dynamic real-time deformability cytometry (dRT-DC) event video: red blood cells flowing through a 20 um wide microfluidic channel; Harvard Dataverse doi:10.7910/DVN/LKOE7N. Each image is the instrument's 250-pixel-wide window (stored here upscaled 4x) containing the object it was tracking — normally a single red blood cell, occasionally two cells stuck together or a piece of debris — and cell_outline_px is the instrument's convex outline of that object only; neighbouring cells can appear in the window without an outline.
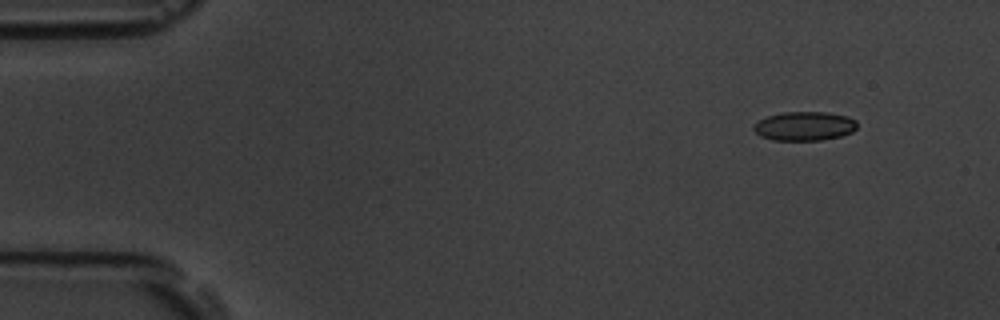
{"species": "common noctule bat (a hibernating species)", "species_latin": "Nyctalus noctula", "temperature_condition": "room temperature", "stored_images_in_passage": 6, "camera_frame_rate_fps": 3000, "um_per_image_px": 0.085, "animal": {"sex": "male", "body_mass_g": 19.5, "forearm_length_mm": 54.6}, "frame": {"image": 1, "passage_image": 1, "time_ms": 0.0, "image_size_px": [1000, 320], "cell_outline_px": [[856, 128], [852, 132], [840, 136], [820, 140], [772, 140], [760, 136], [752, 128], [760, 120], [768, 116], [784, 112], [828, 112], [848, 116], [856, 120]], "centroid_in_image_um": [68.4, 10.71], "position_along_channel_um": 16.6, "area_um2": 17.4}}
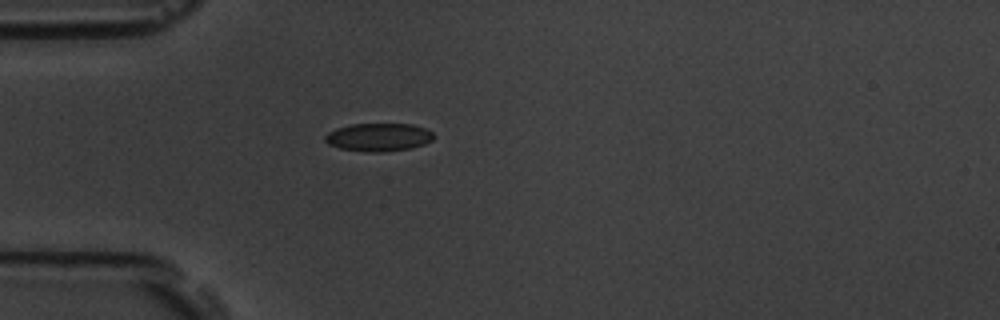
{"frame": {"image": 2, "passage_image": 4, "time_ms": 3.667, "image_size_px": [1000, 320], "cell_outline_px": [[436, 136], [432, 140], [424, 144], [412, 148], [384, 152], [368, 152], [340, 148], [328, 144], [324, 140], [324, 136], [328, 132], [336, 128], [352, 124], [412, 124], [424, 128], [432, 132]], "centroid_in_image_um": [32.18, 11.66], "position_along_channel_um": 52.8, "area_um2": 17.86}}
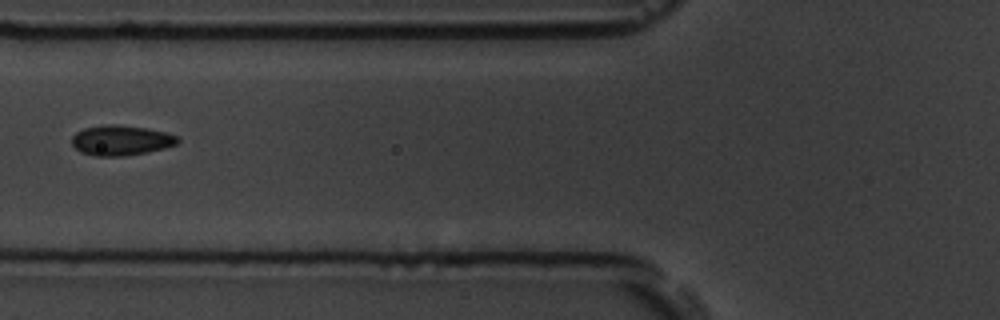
{"frame": {"image": 3, "passage_image": 6, "time_ms": 5.667, "image_size_px": [1000, 320], "cell_outline_px": [[180, 140], [176, 144], [164, 148], [148, 152], [124, 156], [96, 156], [80, 152], [72, 144], [72, 136], [76, 132], [84, 128], [112, 124], [116, 124], [148, 128], [168, 132], [180, 136]], "centroid_in_image_um": [10.33, 11.92], "position_along_channel_um": 115.5, "area_um2": 18.73}}